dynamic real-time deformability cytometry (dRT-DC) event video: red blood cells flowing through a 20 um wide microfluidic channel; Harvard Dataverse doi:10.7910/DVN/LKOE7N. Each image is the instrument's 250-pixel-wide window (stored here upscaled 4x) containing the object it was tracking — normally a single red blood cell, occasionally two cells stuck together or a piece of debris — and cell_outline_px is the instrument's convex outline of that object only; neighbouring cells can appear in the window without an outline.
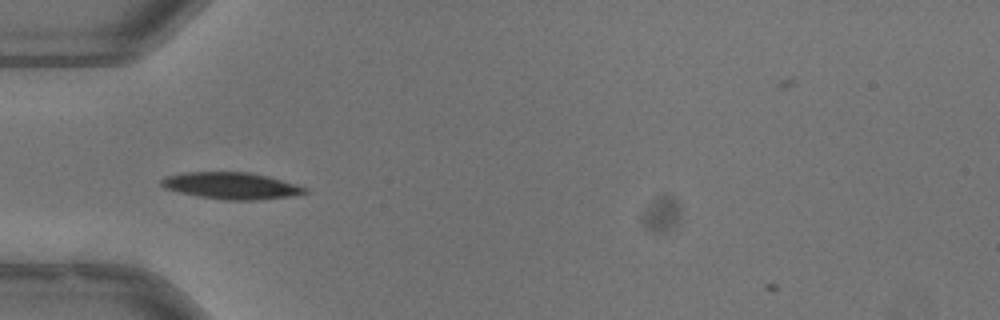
{"species": "common noctule bat (a hibernating species)", "species_latin": "Nyctalus noctula", "temperature_condition": "warm", "stored_images_in_passage": 36, "camera_frame_rate_fps": 3000, "um_per_image_px": 0.085, "animal": {"sex": "male", "body_mass_g": 13.3}, "frame": {"image": 1, "passage_image": 2, "time_ms": 0.333, "image_size_px": [1000, 320], "cell_outline_px": [[308, 192], [288, 196], [256, 200], [224, 200], [196, 196], [164, 188], [160, 184], [160, 180], [164, 176], [184, 172], [248, 172], [268, 176], [296, 184], [308, 188]], "centroid_in_image_um": [19.62, 15.78], "position_along_channel_um": 65.4, "area_um2": 22.37}}